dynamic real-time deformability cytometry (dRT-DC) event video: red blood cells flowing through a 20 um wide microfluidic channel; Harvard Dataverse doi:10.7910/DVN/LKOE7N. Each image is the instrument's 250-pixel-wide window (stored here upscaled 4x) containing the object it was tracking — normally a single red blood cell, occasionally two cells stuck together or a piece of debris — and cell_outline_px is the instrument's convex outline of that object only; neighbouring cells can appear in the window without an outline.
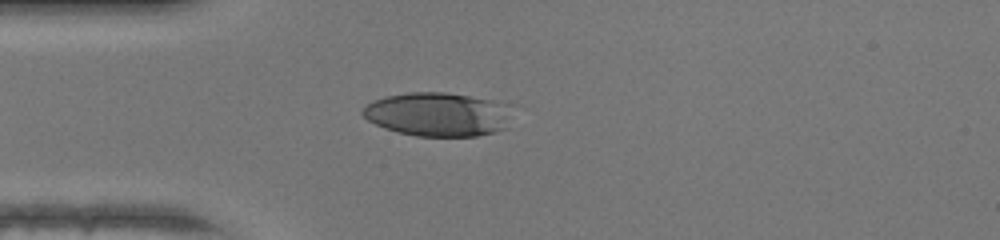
{"species": "human", "species_latin": "Homo sapiens", "temperature_condition": "warm", "stored_images_in_passage": 34, "camera_frame_rate_fps": 3000, "um_per_image_px": 0.085, "donor": {"sex": "female"}, "frame": {"image": 1, "passage_image": 5, "time_ms": 1.333, "image_size_px": [1000, 240], "cell_outline_px": [[508, 128], [496, 132], [476, 136], [416, 136], [396, 132], [384, 128], [368, 120], [360, 112], [368, 104], [376, 100], [388, 96], [408, 92], [444, 92], [492, 100], [496, 104]], "centroid_in_image_um": [37.04, 9.74], "position_along_channel_um": 48.0, "area_um2": 36.82}}
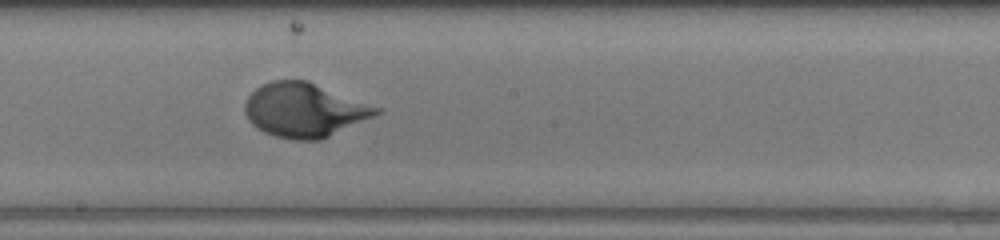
{"frame": {"image": 2, "passage_image": 18, "time_ms": 5.667, "image_size_px": [1000, 240], "cell_outline_px": [[384, 112], [320, 140], [292, 140], [276, 136], [264, 132], [256, 128], [248, 120], [244, 112], [244, 104], [248, 96], [256, 88], [272, 80], [308, 80], [384, 108]], "centroid_in_image_um": [25.91, 9.35], "position_along_channel_um": 222.3, "area_um2": 41.85}}
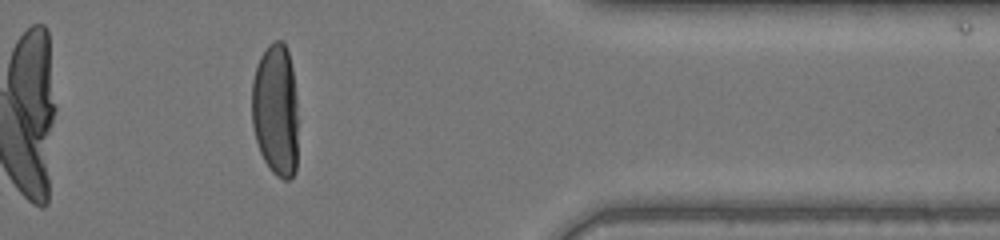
{"frame": {"image": 3, "passage_image": 31, "time_ms": 10.0, "image_size_px": [1000, 240], "cell_outline_px": [[300, 120], [296, 172], [288, 180], [284, 180], [276, 176], [272, 172], [264, 160], [260, 152], [256, 140], [252, 124], [252, 80], [256, 64], [260, 56], [268, 44], [276, 40], [280, 40], [284, 44], [288, 52], [292, 68]], "centroid_in_image_um": [23.47, 9.4], "position_along_channel_um": 387.9, "area_um2": 36.99}}